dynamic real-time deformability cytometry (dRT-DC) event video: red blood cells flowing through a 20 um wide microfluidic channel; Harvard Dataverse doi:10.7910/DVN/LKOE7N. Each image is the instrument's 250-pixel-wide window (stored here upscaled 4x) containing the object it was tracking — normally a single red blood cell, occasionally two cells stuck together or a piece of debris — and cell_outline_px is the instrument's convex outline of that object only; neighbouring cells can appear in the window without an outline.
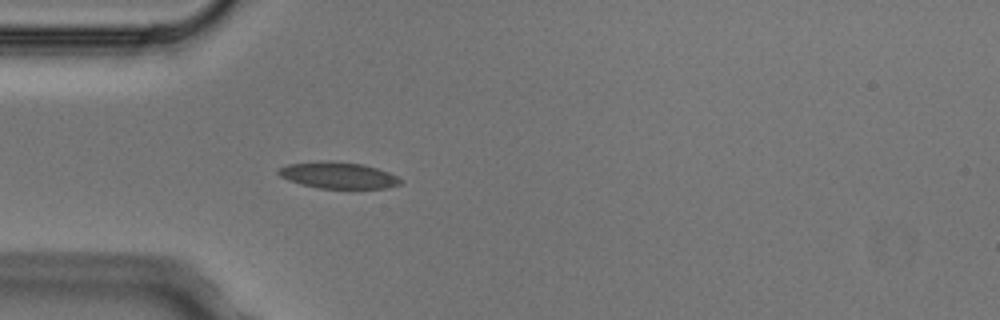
{"species": "Egyptian fruit bat (a non-hibernating species)", "species_latin": "Rousettus aegyptiacus", "temperature_condition": "cold", "stored_images_in_passage": 3, "camera_frame_rate_fps": 3000, "um_per_image_px": 0.085, "animal": {"sex": "male"}, "frame": {"image": 1, "passage_image": 3, "time_ms": 0.667, "image_size_px": [1000, 320], "cell_outline_px": [[404, 180], [400, 184], [388, 188], [320, 188], [300, 184], [288, 180], [280, 176], [276, 172], [280, 168], [288, 164], [328, 160], [364, 164], [388, 172]], "centroid_in_image_um": [28.75, 14.89], "position_along_channel_um": 56.2, "area_um2": 18.79}}